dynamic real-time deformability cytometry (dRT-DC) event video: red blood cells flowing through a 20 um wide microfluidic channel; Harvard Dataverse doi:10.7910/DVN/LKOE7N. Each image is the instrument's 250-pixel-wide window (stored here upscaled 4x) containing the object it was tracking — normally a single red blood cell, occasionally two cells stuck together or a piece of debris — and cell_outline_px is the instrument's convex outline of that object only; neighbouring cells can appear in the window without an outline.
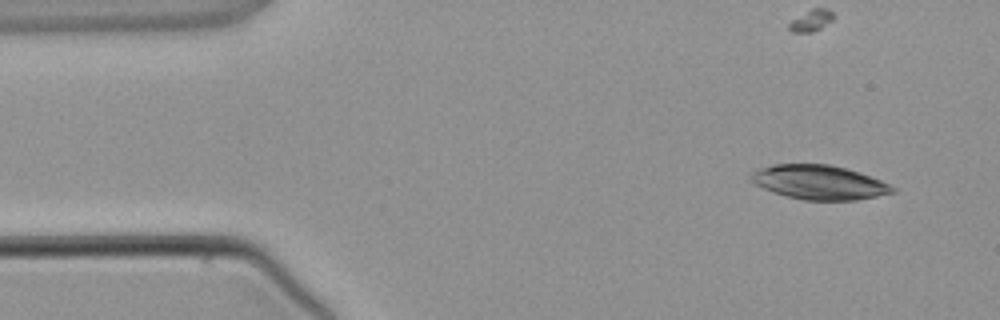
{"species": "common noctule bat (a hibernating species)", "species_latin": "Nyctalus noctula", "temperature_condition": "warm", "stored_images_in_passage": 3, "camera_frame_rate_fps": 3000, "um_per_image_px": 0.085, "animal": {"sex": "male", "body_mass_g": 21.5, "forearm_length_mm": 52.0}, "frame": {"image": 1, "passage_image": 1, "time_ms": 0.0, "image_size_px": [1000, 320], "cell_outline_px": [[896, 192], [856, 200], [804, 200], [784, 196], [772, 192], [756, 184], [752, 180], [752, 172], [776, 164], [828, 164], [860, 172], [880, 180], [896, 188]], "centroid_in_image_um": [69.67, 15.51], "position_along_channel_um": 15.3, "area_um2": 27.92}}